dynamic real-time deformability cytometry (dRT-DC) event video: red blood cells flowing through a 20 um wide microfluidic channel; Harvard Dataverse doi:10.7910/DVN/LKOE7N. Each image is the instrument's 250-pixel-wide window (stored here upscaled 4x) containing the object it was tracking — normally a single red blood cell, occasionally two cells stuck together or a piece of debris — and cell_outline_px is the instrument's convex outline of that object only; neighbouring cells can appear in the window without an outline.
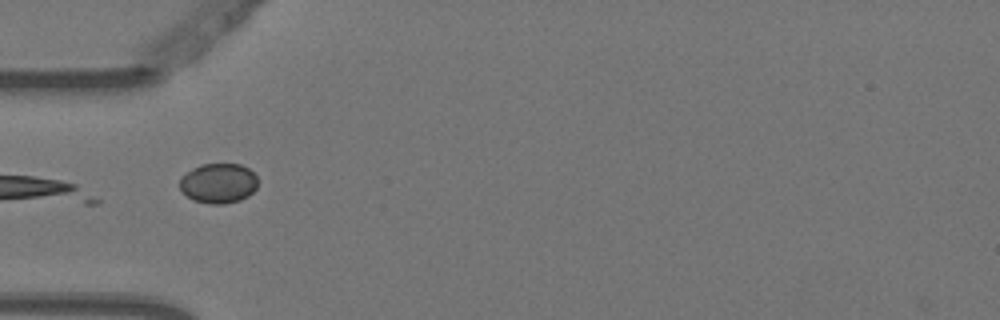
{"species": "Egyptian fruit bat (a non-hibernating species)", "species_latin": "Rousettus aegyptiacus", "temperature_condition": "warm", "stored_images_in_passage": 7, "segment_of_instrument_passage": [2, 2], "camera_frame_rate_fps": 3000, "um_per_image_px": 0.085, "animal": {"sex": "female"}, "frame": {"image": 1, "passage_image": 5, "time_ms": 1.333, "image_size_px": [1000, 320], "cell_outline_px": [[256, 188], [248, 196], [240, 200], [224, 204], [208, 204], [192, 200], [180, 188], [180, 176], [192, 168], [200, 164], [240, 164], [248, 168], [256, 176]], "centroid_in_image_um": [18.54, 15.57], "position_along_channel_um": 66.5, "area_um2": 18.21}}
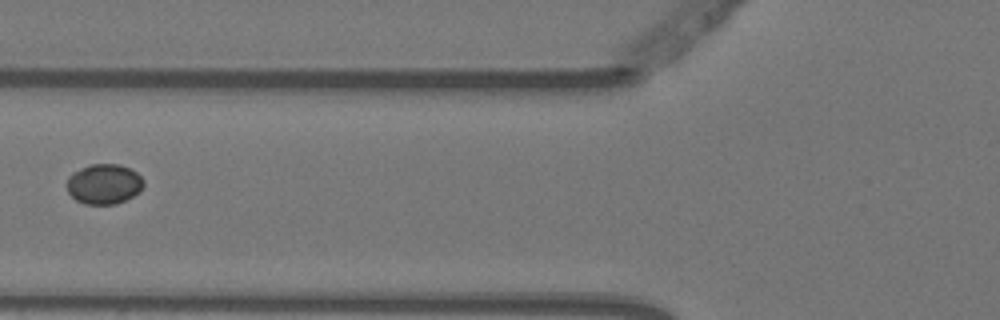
{"frame": {"image": 2, "passage_image": 6, "time_ms": 1.667, "image_size_px": [1000, 320], "cell_outline_px": [[144, 184], [140, 192], [116, 204], [84, 204], [76, 200], [68, 192], [68, 176], [72, 172], [80, 168], [92, 164], [120, 164], [132, 168], [144, 180]], "centroid_in_image_um": [8.86, 15.63], "position_along_channel_um": 116.9, "area_um2": 18.03}}
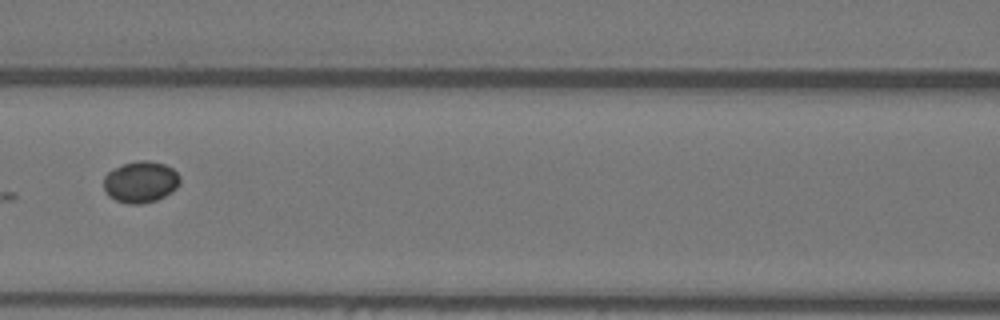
{"frame": {"image": 3, "passage_image": 7, "time_ms": 2.0, "image_size_px": [1000, 320], "cell_outline_px": [[180, 184], [172, 192], [156, 200], [144, 204], [128, 204], [116, 200], [108, 196], [104, 192], [104, 176], [112, 168], [136, 160], [148, 160], [164, 164], [172, 168], [180, 176]], "centroid_in_image_um": [11.94, 15.46], "position_along_channel_um": 154.7, "area_um2": 18.67}}